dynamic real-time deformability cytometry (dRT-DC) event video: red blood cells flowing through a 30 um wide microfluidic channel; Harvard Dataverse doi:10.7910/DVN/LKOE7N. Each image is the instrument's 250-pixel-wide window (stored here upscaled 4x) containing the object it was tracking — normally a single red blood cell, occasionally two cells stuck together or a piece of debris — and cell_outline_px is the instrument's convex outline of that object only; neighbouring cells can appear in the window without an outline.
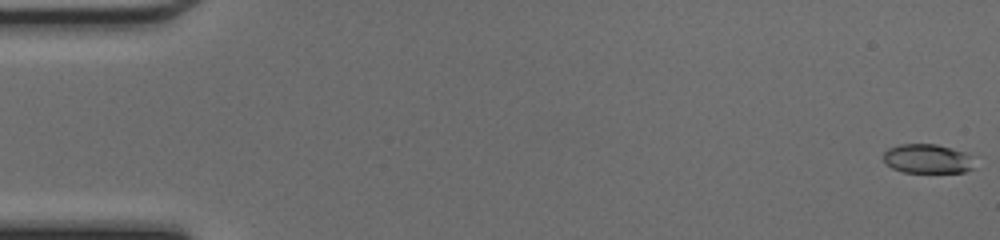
{"species": "common noctule bat (a hibernating species)", "species_latin": "Nyctalus noctula", "temperature_condition": "cold", "stored_images_in_passage": 49, "camera_frame_rate_fps": 3000, "um_per_image_px": 0.085, "animal": {"sex": "female", "body_mass_g": 17.0, "forearm_length_mm": 48.0}, "frame": {"image": 1, "passage_image": 1, "time_ms": 0.0, "image_size_px": [1000, 240], "cell_outline_px": [[976, 168], [964, 172], [904, 172], [892, 168], [884, 160], [884, 152], [888, 148], [900, 144], [936, 144], [952, 148], [964, 152], [968, 156]], "centroid_in_image_um": [78.82, 13.49], "position_along_channel_um": 6.2, "area_um2": 15.37}}
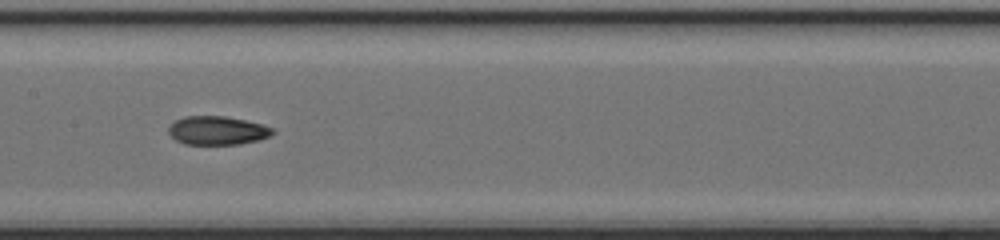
{"frame": {"image": 2, "passage_image": 25, "time_ms": 8.0, "image_size_px": [1000, 240], "cell_outline_px": [[276, 132], [260, 140], [240, 144], [184, 144], [176, 140], [168, 132], [168, 128], [176, 120], [184, 116], [224, 116], [264, 124], [272, 128]], "centroid_in_image_um": [18.49, 11.09], "position_along_channel_um": 188.9, "area_um2": 17.34}}
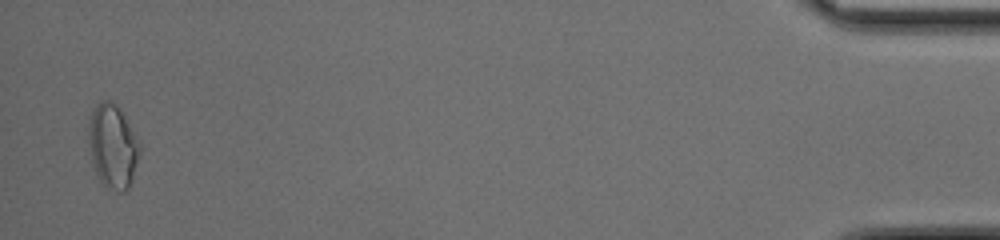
{"frame": {"image": 3, "passage_image": 48, "time_ms": 15.667, "image_size_px": [1000, 240], "cell_outline_px": [[140, 152], [128, 188], [124, 192], [120, 192], [104, 184], [100, 180], [96, 172], [92, 160], [88, 140], [88, 124], [92, 108], [96, 104], [104, 100], [112, 100], [120, 108], [140, 140]], "centroid_in_image_um": [9.58, 12.35], "position_along_channel_um": 425.6, "area_um2": 24.97}, "authors_computed_cell_mechanics": {"area_um2": 17.4556, "velocity_mm_per_s": 4.2889, "shape_relaxation_time_tau1_ms": null, "shape_relaxation_time_tau2_ms": 3.7861, "deformation_change_tau1": null, "deformation_change_tau2": 0.1091}}